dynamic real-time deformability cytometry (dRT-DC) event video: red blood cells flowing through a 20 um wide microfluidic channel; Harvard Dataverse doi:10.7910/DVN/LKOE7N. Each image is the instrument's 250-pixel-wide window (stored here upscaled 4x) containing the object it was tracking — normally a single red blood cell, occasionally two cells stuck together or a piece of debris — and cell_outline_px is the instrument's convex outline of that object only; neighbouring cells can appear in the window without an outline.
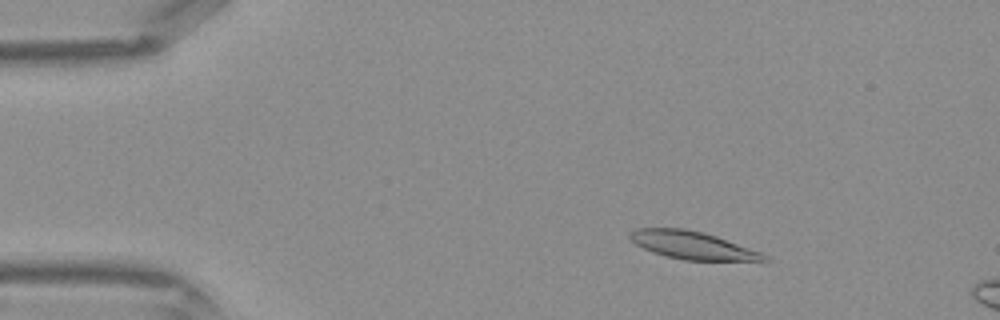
{"species": "Egyptian fruit bat (a non-hibernating species)", "species_latin": "Rousettus aegyptiacus", "temperature_condition": "warm", "stored_images_in_passage": 12, "camera_frame_rate_fps": 3000, "um_per_image_px": 0.085, "frame": {"image": 1, "passage_image": 7, "time_ms": 2.0, "image_size_px": [1000, 320], "cell_outline_px": [[772, 260], [764, 264], [684, 260], [664, 256], [652, 252], [636, 244], [628, 236], [628, 232], [636, 228], [684, 228], [704, 232], [716, 236], [760, 252], [768, 256]], "centroid_in_image_um": [59.03, 20.91], "position_along_channel_um": 26.0, "area_um2": 22.83}}